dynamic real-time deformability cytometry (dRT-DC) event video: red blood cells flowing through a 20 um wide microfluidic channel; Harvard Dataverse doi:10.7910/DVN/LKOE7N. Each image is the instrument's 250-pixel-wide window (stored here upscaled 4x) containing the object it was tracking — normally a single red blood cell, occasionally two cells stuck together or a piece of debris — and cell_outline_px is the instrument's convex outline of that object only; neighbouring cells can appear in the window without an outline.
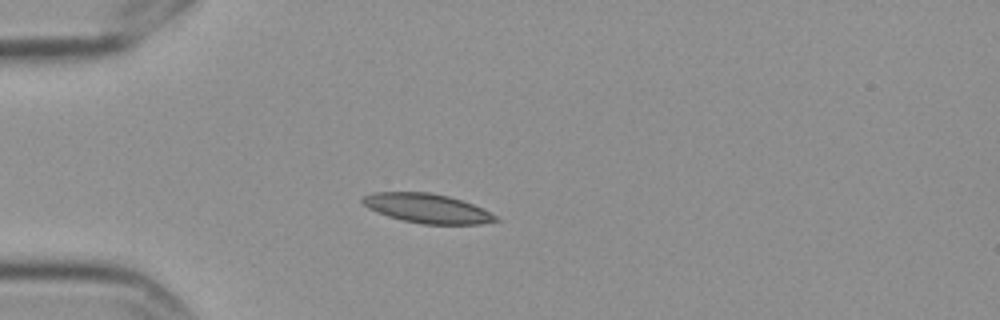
{"species": "Egyptian fruit bat (a non-hibernating species)", "species_latin": "Rousettus aegyptiacus", "temperature_condition": "cold", "stored_images_in_passage": 15, "camera_frame_rate_fps": 3000, "um_per_image_px": 0.085, "frame": {"image": 1, "passage_image": 4, "time_ms": 1.0, "image_size_px": [1000, 320], "cell_outline_px": [[500, 220], [480, 224], [420, 224], [388, 216], [376, 212], [368, 208], [360, 200], [364, 196], [372, 192], [428, 192], [448, 196], [484, 208], [496, 216]], "centroid_in_image_um": [36.3, 17.71], "position_along_channel_um": 48.7, "area_um2": 22.66}}
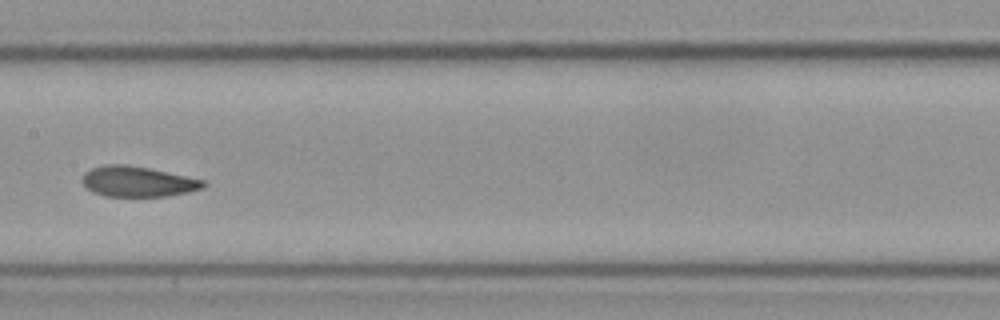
{"frame": {"image": 2, "passage_image": 8, "time_ms": 2.333, "image_size_px": [1000, 320], "cell_outline_px": [[208, 184], [204, 188], [188, 192], [164, 196], [104, 196], [92, 192], [80, 180], [84, 172], [92, 168], [104, 164], [124, 164], [148, 168], [204, 180]], "centroid_in_image_um": [11.68, 15.43], "position_along_channel_um": 195.7, "area_um2": 21.44}}
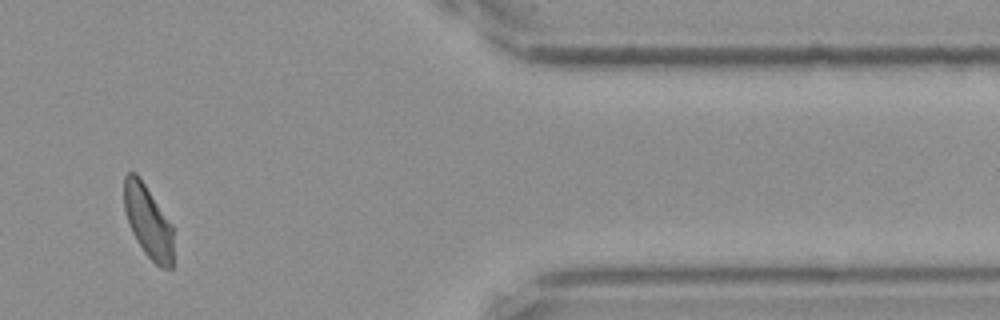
{"frame": {"image": 3, "passage_image": 13, "time_ms": 4.0, "image_size_px": [1000, 320], "cell_outline_px": [[172, 268], [164, 268], [156, 264], [144, 252], [136, 240], [132, 232], [124, 208], [124, 176], [128, 172], [136, 172], [140, 176], [172, 224]], "centroid_in_image_um": [12.57, 18.78], "position_along_channel_um": 398.8, "area_um2": 20.75}}